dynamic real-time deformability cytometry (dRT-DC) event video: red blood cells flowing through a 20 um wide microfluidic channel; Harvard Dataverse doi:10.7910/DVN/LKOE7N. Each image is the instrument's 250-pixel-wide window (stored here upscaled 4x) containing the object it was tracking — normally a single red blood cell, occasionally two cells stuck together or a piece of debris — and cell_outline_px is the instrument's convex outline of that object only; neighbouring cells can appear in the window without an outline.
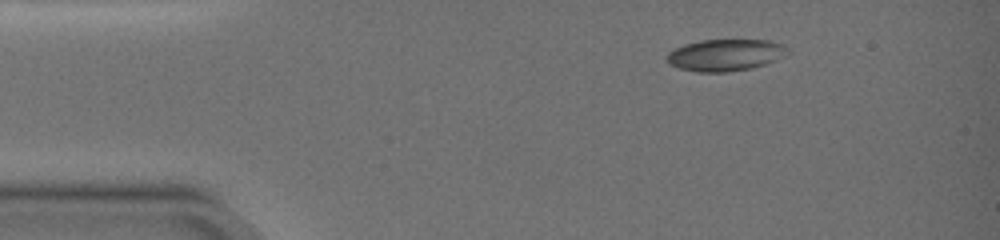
{"species": "common noctule bat (a hibernating species)", "species_latin": "Nyctalus noctula", "temperature_condition": "warm", "stored_images_in_passage": 2, "segment_of_instrument_passage": [1, 2], "camera_frame_rate_fps": 3000, "um_per_image_px": 0.085, "animal": {"sex": "female", "body_mass_g": 19.0, "forearm_length_mm": 51.5}, "frame": {"image": 1, "passage_image": 1, "time_ms": 0.0, "image_size_px": [1000, 240], "cell_outline_px": [[792, 52], [776, 60], [752, 68], [724, 72], [696, 72], [680, 68], [668, 64], [668, 52], [684, 44], [700, 40], [768, 40], [780, 44], [788, 48]], "centroid_in_image_um": [61.67, 4.67], "position_along_channel_um": 23.3, "area_um2": 22.31}}